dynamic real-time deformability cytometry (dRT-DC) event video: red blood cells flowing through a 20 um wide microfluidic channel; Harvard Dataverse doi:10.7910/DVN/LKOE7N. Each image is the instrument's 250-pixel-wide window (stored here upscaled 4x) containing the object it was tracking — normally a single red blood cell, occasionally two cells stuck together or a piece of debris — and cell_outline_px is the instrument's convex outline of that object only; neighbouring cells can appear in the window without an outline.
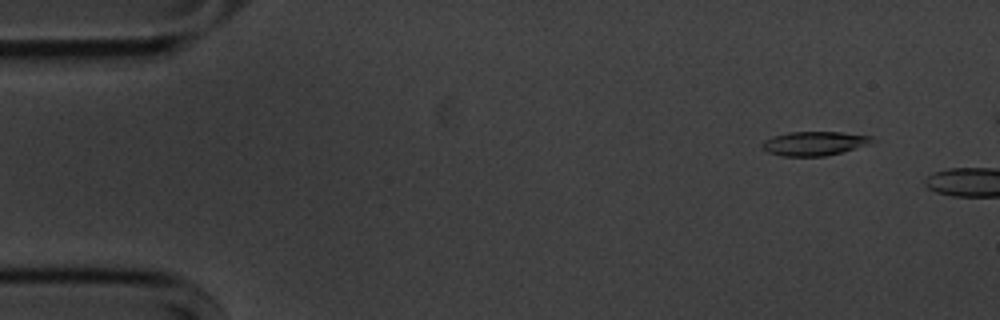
{"species": "common noctule bat (a hibernating species)", "species_latin": "Nyctalus noctula", "temperature_condition": "cold", "stored_images_in_passage": 7, "camera_frame_rate_fps": 3000, "um_per_image_px": 0.085, "animal": {"sex": "male", "body_mass_g": 20.1, "forearm_length_mm": 53.5}, "frame": {"image": 1, "passage_image": 5, "time_ms": 1.333, "image_size_px": [1000, 320], "cell_outline_px": [[880, 140], [844, 152], [824, 156], [784, 156], [768, 152], [760, 148], [760, 144], [764, 140], [772, 136], [788, 132], [844, 132], [872, 136]], "centroid_in_image_um": [69.24, 12.18], "position_along_channel_um": 15.8, "area_um2": 15.72}}